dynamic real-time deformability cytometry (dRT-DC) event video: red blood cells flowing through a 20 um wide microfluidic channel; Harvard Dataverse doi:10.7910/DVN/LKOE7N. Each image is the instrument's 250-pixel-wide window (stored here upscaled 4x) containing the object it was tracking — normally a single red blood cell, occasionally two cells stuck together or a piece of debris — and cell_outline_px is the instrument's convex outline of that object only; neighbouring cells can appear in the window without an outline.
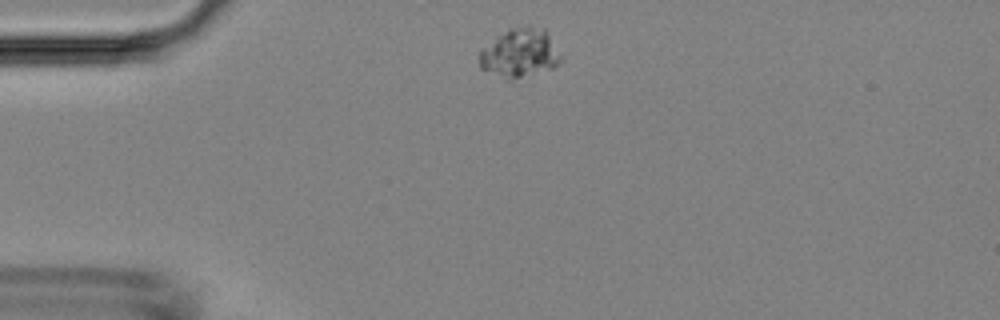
{"species": "Egyptian fruit bat (a non-hibernating species)", "species_latin": "Rousettus aegyptiacus", "temperature_condition": "room temperature", "stored_images_in_passage": 2, "camera_frame_rate_fps": 3000, "um_per_image_px": 0.085, "animal": {"sex": "female"}, "frame": {"image": 1, "passage_image": 1, "time_ms": 0.0, "image_size_px": [1000, 320], "cell_outline_px": [[564, 60], [560, 64], [520, 84], [508, 80], [480, 68], [480, 48], [512, 28], [528, 24], [548, 32], [564, 56]], "centroid_in_image_um": [44.27, 4.6], "position_along_channel_um": 40.7, "area_um2": 24.33}}